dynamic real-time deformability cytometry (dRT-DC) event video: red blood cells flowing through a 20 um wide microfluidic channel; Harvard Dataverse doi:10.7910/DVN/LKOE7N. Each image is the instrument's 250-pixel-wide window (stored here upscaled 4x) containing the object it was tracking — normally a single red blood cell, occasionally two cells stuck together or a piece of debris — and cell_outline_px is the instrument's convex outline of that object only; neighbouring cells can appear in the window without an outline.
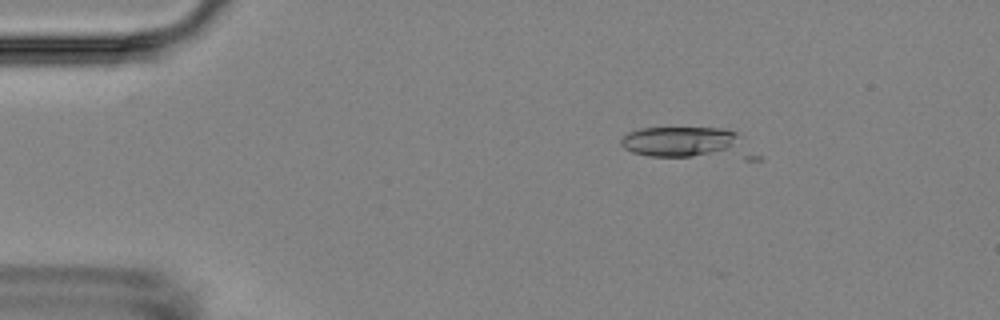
{"species": "Egyptian fruit bat (a non-hibernating species)", "species_latin": "Rousettus aegyptiacus", "temperature_condition": "room temperature", "stored_images_in_passage": 6, "camera_frame_rate_fps": 3000, "um_per_image_px": 0.085, "animal": {"sex": "female"}, "frame": {"image": 1, "passage_image": 3, "time_ms": 2.333, "image_size_px": [1000, 320], "cell_outline_px": [[736, 136], [732, 144], [728, 148], [692, 156], [648, 156], [632, 152], [624, 148], [620, 144], [620, 140], [628, 132], [640, 128], [720, 128], [736, 132]], "centroid_in_image_um": [57.56, 12.0], "position_along_channel_um": 27.4, "area_um2": 19.94}}